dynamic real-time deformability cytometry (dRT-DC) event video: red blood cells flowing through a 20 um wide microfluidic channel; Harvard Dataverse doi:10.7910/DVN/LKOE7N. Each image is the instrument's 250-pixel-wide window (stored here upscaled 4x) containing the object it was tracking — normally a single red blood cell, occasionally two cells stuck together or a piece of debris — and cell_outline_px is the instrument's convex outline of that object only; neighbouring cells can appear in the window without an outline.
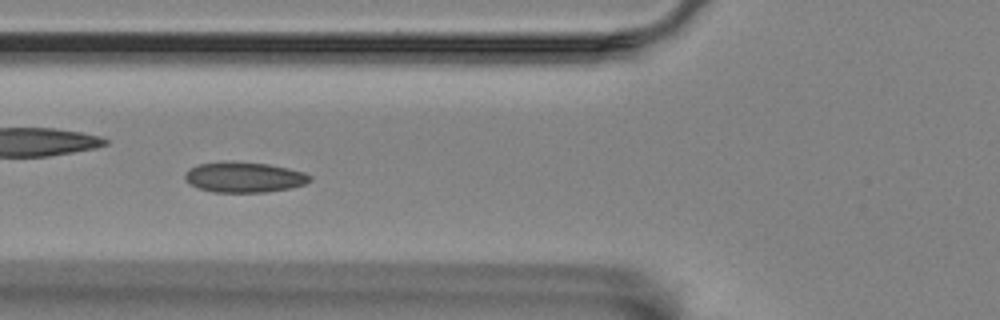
{"species": "Egyptian fruit bat (a non-hibernating species)", "species_latin": "Rousettus aegyptiacus", "temperature_condition": "room temperature", "stored_images_in_passage": 57, "camera_frame_rate_fps": 3000, "um_per_image_px": 0.085, "animal": {"sex": "female"}, "frame": {"image": 1, "passage_image": 21, "time_ms": 6.667, "image_size_px": [1000, 320], "cell_outline_px": [[312, 180], [304, 184], [292, 188], [264, 192], [212, 192], [196, 188], [184, 180], [184, 172], [196, 164], [268, 164], [288, 168], [304, 172], [312, 176]], "centroid_in_image_um": [20.76, 15.11], "position_along_channel_um": 105.0, "area_um2": 21.56}}
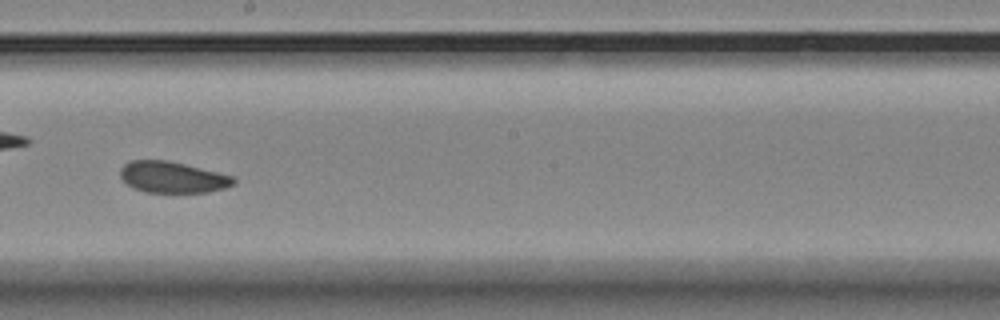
{"frame": {"image": 2, "passage_image": 32, "time_ms": 10.333, "image_size_px": [1000, 320], "cell_outline_px": [[236, 184], [224, 188], [208, 192], [144, 192], [132, 188], [120, 176], [120, 168], [124, 164], [132, 160], [168, 160], [232, 176], [236, 180]], "centroid_in_image_um": [14.64, 15.07], "position_along_channel_um": 233.6, "area_um2": 20.52}}
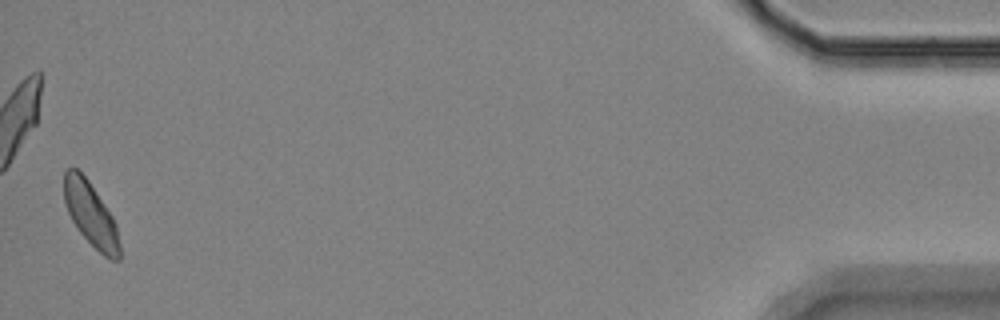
{"frame": {"image": 3, "passage_image": 56, "time_ms": 18.333, "image_size_px": [1000, 320], "cell_outline_px": [[120, 260], [112, 260], [104, 256], [80, 232], [72, 220], [64, 204], [64, 172], [68, 168], [76, 168], [88, 180], [112, 216], [116, 224], [120, 244]], "centroid_in_image_um": [7.71, 18.22], "position_along_channel_um": 427.5, "area_um2": 20.4}, "authors_computed_cell_mechanics": {"area_um2": 21.5016, "velocity_mm_per_s": 3.4977, "shape_relaxation_time_tau1_ms": 4.6268, "shape_relaxation_time_tau2_ms": null, "deformation_change_tau1": 0.0907, "deformation_change_tau2": null}}